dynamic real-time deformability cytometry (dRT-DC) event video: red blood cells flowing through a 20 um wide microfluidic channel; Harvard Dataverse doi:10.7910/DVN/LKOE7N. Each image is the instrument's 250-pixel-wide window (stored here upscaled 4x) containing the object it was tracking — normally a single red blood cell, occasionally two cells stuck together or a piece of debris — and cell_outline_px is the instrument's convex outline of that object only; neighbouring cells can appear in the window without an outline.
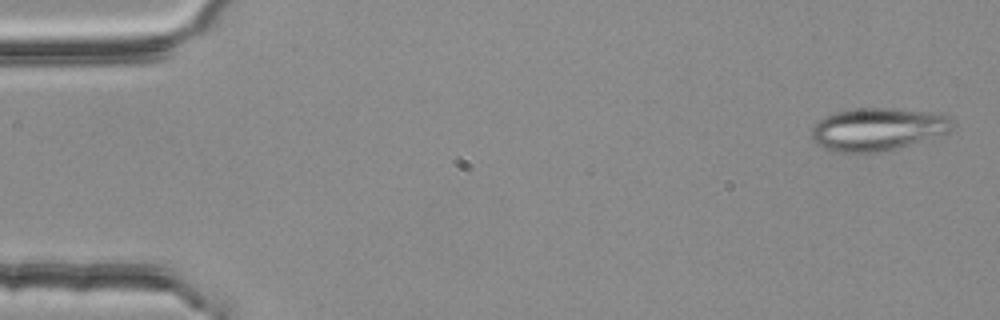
{"species": "common noctule bat (a hibernating species)", "species_latin": "Nyctalus noctula", "temperature_condition": "room temperature", "stored_images_in_passage": 51, "camera_frame_rate_fps": 3000, "um_per_image_px": 0.085, "animal": {"sex": "female", "body_mass_g": 25.1}, "frame": {"image": 1, "passage_image": 2, "time_ms": 0.333, "image_size_px": [1000, 320], "cell_outline_px": [[952, 128], [948, 132], [896, 148], [880, 152], [836, 152], [824, 148], [812, 140], [812, 128], [824, 116], [832, 112], [860, 108], [892, 108], [924, 112], [948, 116], [952, 124]], "centroid_in_image_um": [74.53, 10.98], "position_along_channel_um": 10.5, "area_um2": 34.45}}
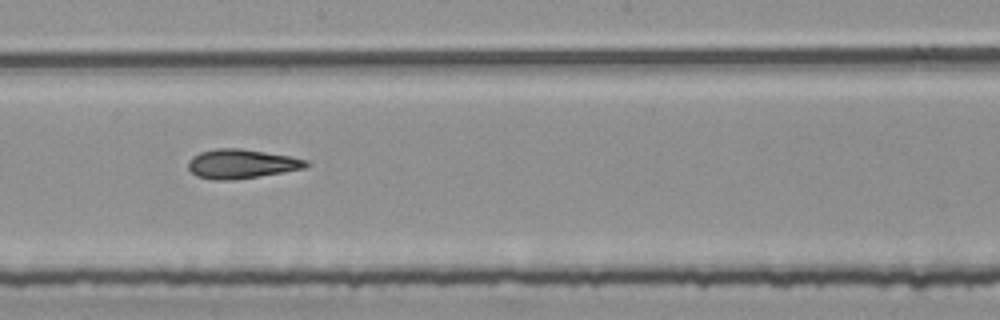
{"frame": {"image": 2, "passage_image": 30, "time_ms": 9.667, "image_size_px": [1000, 320], "cell_outline_px": [[312, 164], [304, 168], [284, 172], [260, 176], [232, 180], [216, 180], [196, 176], [188, 168], [188, 160], [192, 156], [200, 152], [216, 148], [240, 148], [292, 156], [308, 160]], "centroid_in_image_um": [20.54, 13.92], "position_along_channel_um": 227.7, "area_um2": 20.29}}
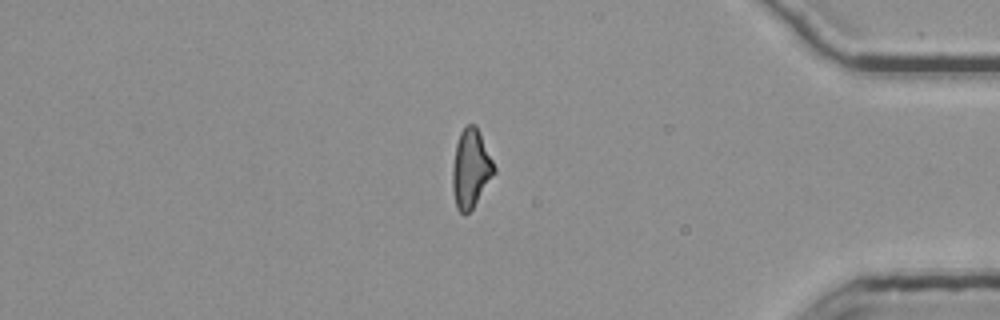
{"frame": {"image": 3, "passage_image": 46, "time_ms": 15.0, "image_size_px": [1000, 320], "cell_outline_px": [[496, 172], [472, 208], [464, 216], [456, 208], [452, 188], [452, 168], [456, 144], [460, 132], [468, 124], [476, 124], [496, 168]], "centroid_in_image_um": [40.01, 14.33], "position_along_channel_um": 395.2, "area_um2": 19.02}, "authors_computed_cell_mechanics": {"area_um2": 19.9988, "velocity_mm_per_s": 3.7655, "shape_relaxation_time_tau1_ms": null, "shape_relaxation_time_tau2_ms": 3.9137, "deformation_change_tau1": null, "deformation_change_tau2": 0.1456}}